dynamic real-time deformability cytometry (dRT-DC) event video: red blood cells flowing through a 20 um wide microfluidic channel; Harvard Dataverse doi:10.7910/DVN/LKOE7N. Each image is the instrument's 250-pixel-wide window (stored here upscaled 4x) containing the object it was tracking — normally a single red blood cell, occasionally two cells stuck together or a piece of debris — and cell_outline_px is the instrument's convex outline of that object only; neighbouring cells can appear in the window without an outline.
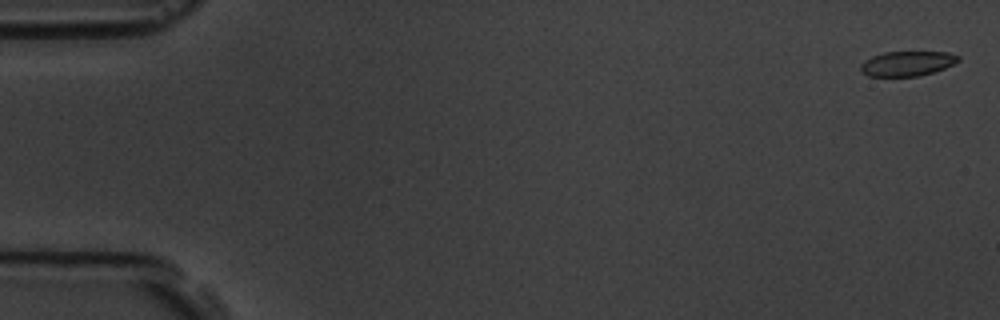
{"species": "common noctule bat (a hibernating species)", "species_latin": "Nyctalus noctula", "temperature_condition": "room temperature", "stored_images_in_passage": 6, "camera_frame_rate_fps": 3000, "um_per_image_px": 0.085, "animal": {"sex": "male", "body_mass_g": 19.5, "forearm_length_mm": 54.6}, "frame": {"image": 1, "passage_image": 1, "time_ms": 0.0, "image_size_px": [1000, 320], "cell_outline_px": [[960, 60], [944, 68], [920, 76], [868, 76], [860, 72], [860, 64], [864, 60], [872, 56], [884, 52], [948, 52], [960, 56]], "centroid_in_image_um": [77.08, 5.4], "position_along_channel_um": 7.9, "area_um2": 14.16}}
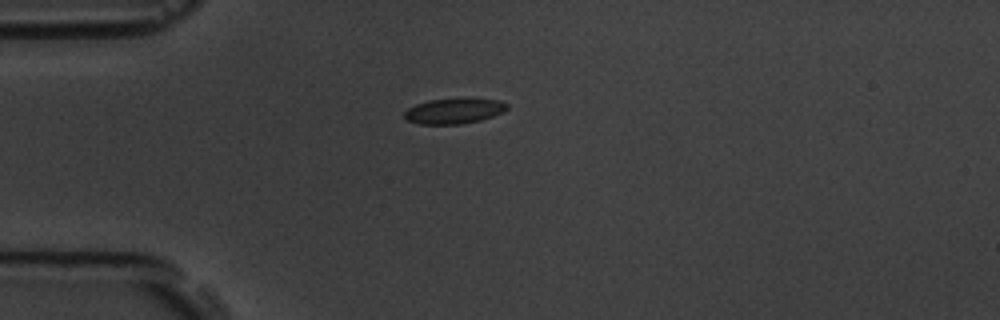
{"frame": {"image": 2, "passage_image": 5, "time_ms": 4.667, "image_size_px": [1000, 320], "cell_outline_px": [[508, 108], [504, 112], [480, 120], [460, 124], [420, 124], [404, 120], [404, 112], [408, 108], [416, 104], [428, 100], [460, 96], [500, 100], [508, 104]], "centroid_in_image_um": [38.6, 9.39], "position_along_channel_um": 46.4, "area_um2": 15.84}}